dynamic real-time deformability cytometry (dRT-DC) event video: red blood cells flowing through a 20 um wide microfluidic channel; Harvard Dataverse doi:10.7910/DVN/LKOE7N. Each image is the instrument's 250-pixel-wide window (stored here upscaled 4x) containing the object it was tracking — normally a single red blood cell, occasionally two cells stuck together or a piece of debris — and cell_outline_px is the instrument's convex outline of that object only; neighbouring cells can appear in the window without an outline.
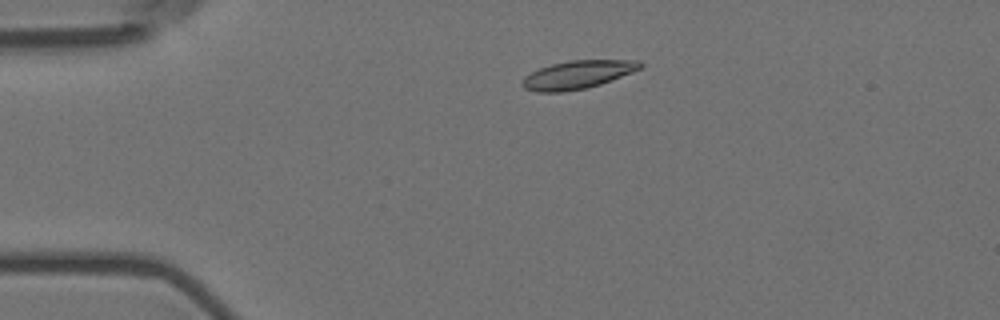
{"species": "Egyptian fruit bat (a non-hibernating species)", "species_latin": "Rousettus aegyptiacus", "temperature_condition": "room temperature", "stored_images_in_passage": 4, "camera_frame_rate_fps": 3000, "um_per_image_px": 0.085, "animal": {"sex": "female"}, "frame": {"image": 1, "passage_image": 3, "time_ms": 0.667, "image_size_px": [1000, 320], "cell_outline_px": [[644, 64], [640, 68], [632, 72], [600, 84], [584, 88], [564, 92], [536, 92], [524, 88], [520, 84], [524, 76], [540, 68], [552, 64], [568, 60], [640, 60]], "centroid_in_image_um": [49.07, 6.34], "position_along_channel_um": 35.9, "area_um2": 19.31}}